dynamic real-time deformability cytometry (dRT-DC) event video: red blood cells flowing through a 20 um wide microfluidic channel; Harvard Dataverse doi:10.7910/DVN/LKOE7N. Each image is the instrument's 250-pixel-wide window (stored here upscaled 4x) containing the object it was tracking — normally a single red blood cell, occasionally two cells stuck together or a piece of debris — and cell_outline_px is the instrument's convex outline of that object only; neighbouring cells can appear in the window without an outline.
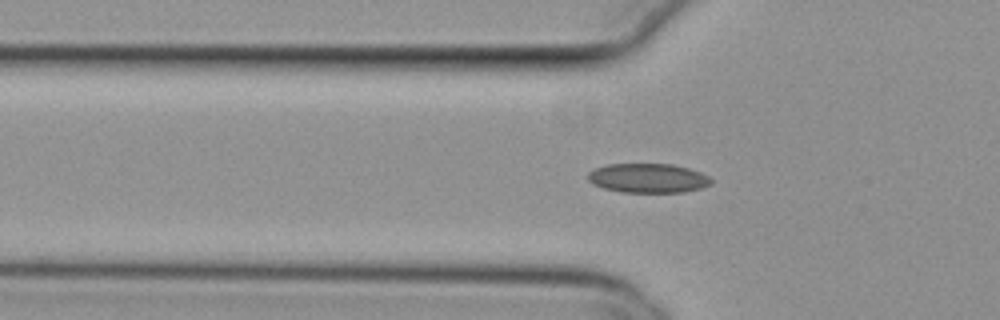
{"species": "common noctule bat (a hibernating species)", "species_latin": "Nyctalus noctula", "temperature_condition": "cold", "stored_images_in_passage": 52, "camera_frame_rate_fps": 3000, "um_per_image_px": 0.085, "animal": {"sex": "female", "body_mass_g": 29.2, "forearm_length_mm": 56.3}, "frame": {"image": 1, "passage_image": 18, "time_ms": 5.667, "image_size_px": [1000, 320], "cell_outline_px": [[712, 184], [700, 188], [684, 192], [620, 192], [604, 188], [592, 184], [588, 180], [588, 172], [596, 168], [608, 164], [672, 164], [688, 168], [700, 172], [708, 176], [712, 180]], "centroid_in_image_um": [55.08, 15.14], "position_along_channel_um": 70.7, "area_um2": 21.04}}
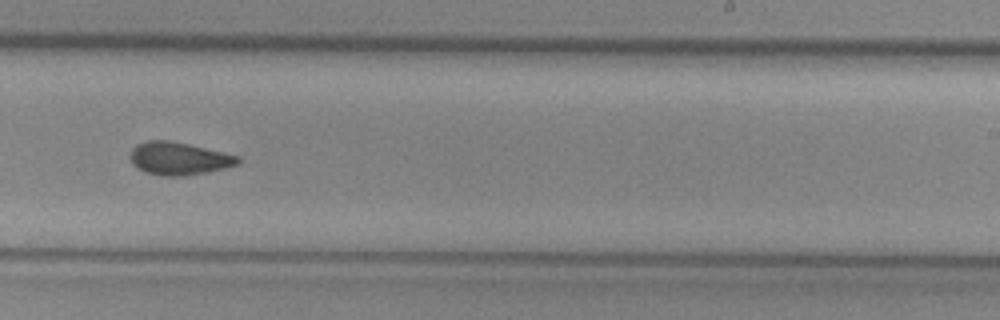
{"frame": {"image": 2, "passage_image": 34, "time_ms": 11.0, "image_size_px": [1000, 320], "cell_outline_px": [[240, 164], [208, 172], [184, 176], [160, 176], [144, 172], [136, 168], [132, 164], [132, 148], [136, 144], [148, 140], [168, 140], [188, 144], [240, 156]], "centroid_in_image_um": [15.21, 13.48], "position_along_channel_um": 273.8, "area_um2": 20.63}}
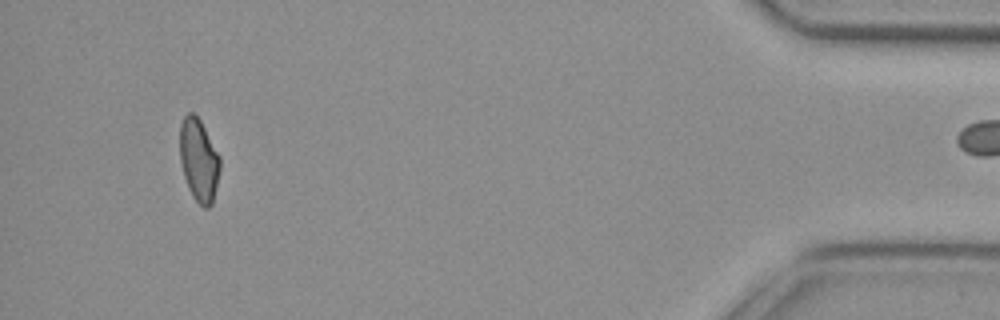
{"frame": {"image": 3, "passage_image": 51, "time_ms": 16.667, "image_size_px": [1000, 320], "cell_outline_px": [[220, 168], [212, 204], [208, 208], [204, 208], [192, 196], [188, 188], [184, 176], [180, 160], [180, 124], [184, 116], [188, 112], [192, 112], [200, 120], [220, 156]], "centroid_in_image_um": [16.89, 13.6], "position_along_channel_um": 418.3, "area_um2": 19.25}}